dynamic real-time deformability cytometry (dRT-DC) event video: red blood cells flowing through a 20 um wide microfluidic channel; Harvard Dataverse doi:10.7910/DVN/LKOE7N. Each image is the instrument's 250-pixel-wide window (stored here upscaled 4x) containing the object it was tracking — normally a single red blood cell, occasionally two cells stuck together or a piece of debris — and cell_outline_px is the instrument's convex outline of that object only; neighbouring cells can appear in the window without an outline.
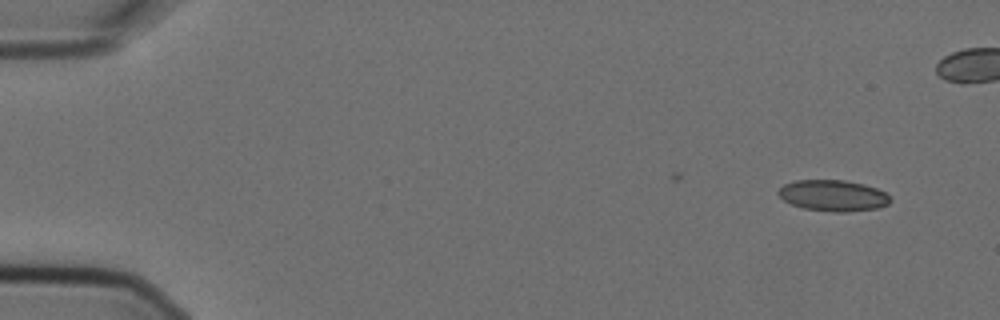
{"species": "Egyptian fruit bat (a non-hibernating species)", "species_latin": "Rousettus aegyptiacus", "temperature_condition": "cold", "stored_images_in_passage": 8, "camera_frame_rate_fps": 3000, "um_per_image_px": 0.085, "animal": {"sex": "female"}, "frame": {"image": 1, "passage_image": 1, "time_ms": 0.0, "image_size_px": [1000, 320], "cell_outline_px": [[892, 200], [888, 204], [876, 208], [844, 212], [836, 212], [804, 208], [792, 204], [784, 200], [776, 192], [784, 184], [796, 180], [844, 180], [864, 184], [876, 188], [884, 192]], "centroid_in_image_um": [70.8, 16.61], "position_along_channel_um": 14.2, "area_um2": 20.11}}
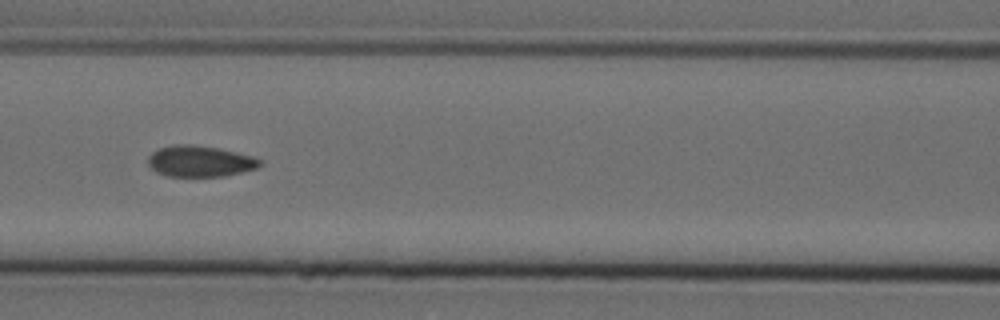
{"frame": {"image": 2, "passage_image": 7, "time_ms": 2.0, "image_size_px": [1000, 320], "cell_outline_px": [[260, 164], [256, 168], [224, 176], [168, 176], [156, 172], [148, 164], [148, 156], [152, 152], [160, 148], [172, 144], [192, 144], [216, 148], [236, 152], [252, 156], [260, 160]], "centroid_in_image_um": [16.95, 13.7], "position_along_channel_um": 149.7, "area_um2": 20.06}}
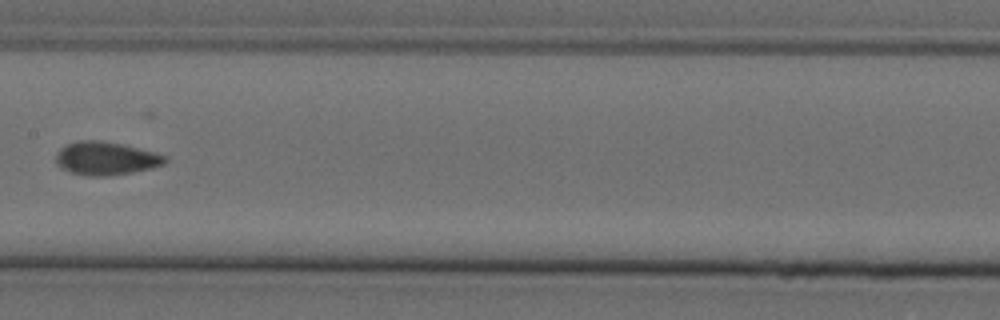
{"frame": {"image": 3, "passage_image": 8, "time_ms": 2.333, "image_size_px": [1000, 320], "cell_outline_px": [[168, 160], [164, 164], [152, 168], [132, 172], [108, 176], [88, 176], [72, 172], [60, 168], [56, 164], [56, 152], [60, 148], [68, 144], [80, 140], [100, 140], [120, 144], [168, 156]], "centroid_in_image_um": [8.98, 13.47], "position_along_channel_um": 198.4, "area_um2": 21.04}}